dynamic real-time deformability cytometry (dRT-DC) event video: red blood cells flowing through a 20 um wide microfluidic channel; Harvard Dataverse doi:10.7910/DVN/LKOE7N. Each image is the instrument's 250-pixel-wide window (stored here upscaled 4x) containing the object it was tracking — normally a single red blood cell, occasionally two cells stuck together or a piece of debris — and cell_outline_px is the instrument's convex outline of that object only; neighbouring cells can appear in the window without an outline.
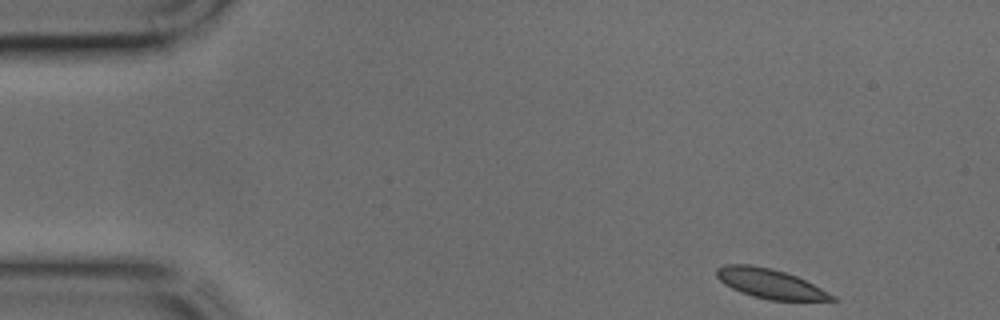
{"species": "common noctule bat (a hibernating species)", "species_latin": "Nyctalus noctula", "temperature_condition": "cold", "stored_images_in_passage": 41, "camera_frame_rate_fps": 3000, "um_per_image_px": 0.085, "animal": {"sex": "male", "body_mass_g": 17.9, "forearm_length_mm": 54.2}, "frame": {"image": 1, "passage_image": 1, "time_ms": 0.0, "image_size_px": [1000, 320], "cell_outline_px": [[840, 300], [768, 300], [752, 296], [740, 292], [724, 284], [716, 276], [716, 268], [724, 264], [752, 264], [772, 268], [796, 276], [836, 296]], "centroid_in_image_um": [65.42, 24.1], "position_along_channel_um": 19.6, "area_um2": 19.83}}
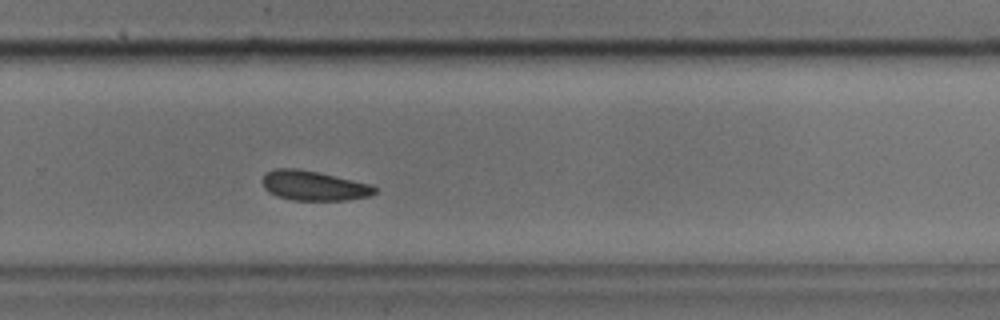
{"frame": {"image": 2, "passage_image": 26, "time_ms": 8.333, "image_size_px": [1000, 320], "cell_outline_px": [[376, 192], [372, 196], [348, 200], [292, 200], [276, 196], [268, 192], [264, 188], [260, 180], [264, 172], [276, 168], [296, 168], [316, 172], [372, 184], [376, 188]], "centroid_in_image_um": [26.63, 15.78], "position_along_channel_um": 303.2, "area_um2": 19.71}}
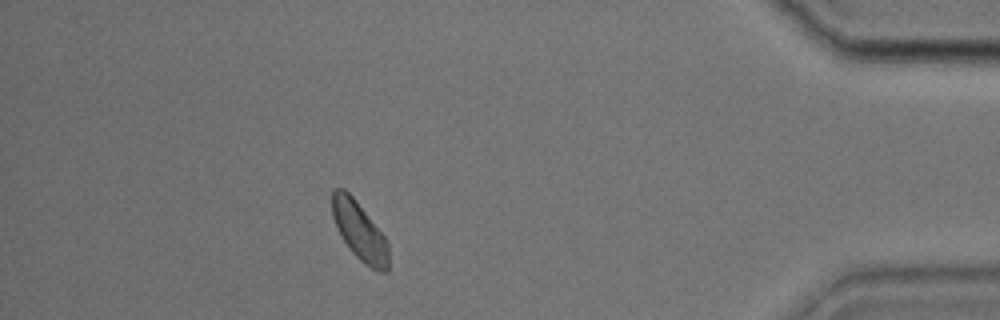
{"frame": {"image": 3, "passage_image": 36, "time_ms": 11.667, "image_size_px": [1000, 320], "cell_outline_px": [[388, 272], [376, 272], [364, 264], [352, 252], [344, 240], [332, 216], [332, 188], [344, 188], [352, 196], [384, 236], [388, 244]], "centroid_in_image_um": [30.56, 19.67], "position_along_channel_um": 404.6, "area_um2": 18.9}}